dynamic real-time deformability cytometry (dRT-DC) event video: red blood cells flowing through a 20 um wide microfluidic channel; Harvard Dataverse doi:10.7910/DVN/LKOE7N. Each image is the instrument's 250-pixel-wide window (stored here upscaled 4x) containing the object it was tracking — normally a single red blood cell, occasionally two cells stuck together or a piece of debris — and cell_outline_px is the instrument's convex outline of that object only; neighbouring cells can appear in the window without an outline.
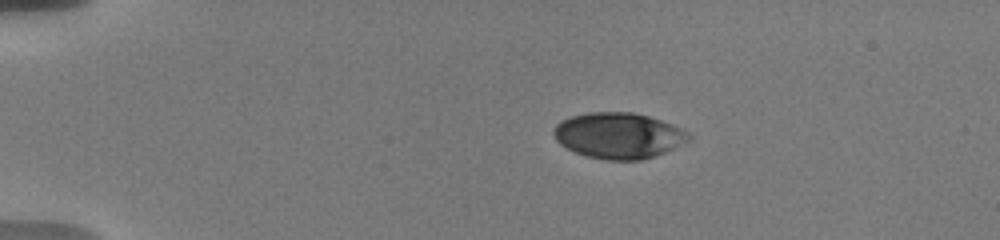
{"species": "human", "species_latin": "Homo sapiens", "temperature_condition": "warm", "stored_images_in_passage": 28, "camera_frame_rate_fps": 3000, "um_per_image_px": 0.085, "donor": {"sex": "male"}, "frame": {"image": 1, "passage_image": 1, "time_ms": 0.0, "image_size_px": [1000, 240], "cell_outline_px": [[692, 140], [664, 152], [640, 160], [604, 160], [588, 156], [576, 152], [560, 144], [556, 140], [552, 132], [552, 128], [560, 120], [572, 116], [588, 112], [632, 112], [648, 116], [660, 120], [680, 128], [688, 132], [692, 136]], "centroid_in_image_um": [52.56, 11.51], "position_along_channel_um": 32.4, "area_um2": 36.07}}
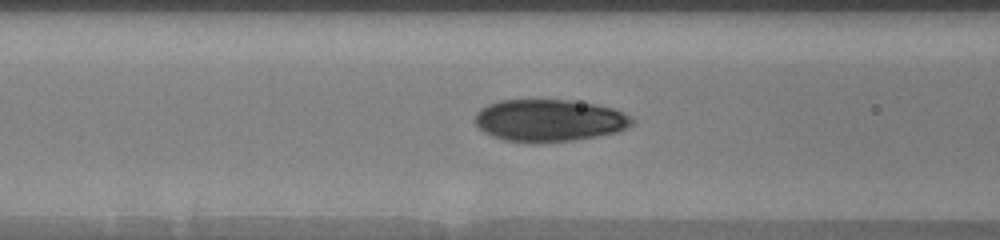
{"frame": {"image": 2, "passage_image": 17, "time_ms": 4.333, "image_size_px": [1000, 240], "cell_outline_px": [[636, 120], [628, 128], [616, 132], [596, 136], [572, 140], [508, 140], [492, 136], [484, 132], [476, 124], [476, 112], [480, 108], [488, 104], [500, 100], [572, 100], [596, 104], [616, 108]], "centroid_in_image_um": [46.73, 10.19], "position_along_channel_um": 119.9, "area_um2": 37.92}}
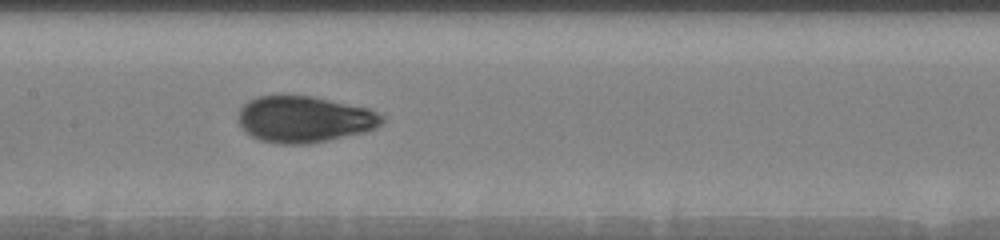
{"frame": {"image": 3, "passage_image": 27, "time_ms": 6.0, "image_size_px": [1000, 240], "cell_outline_px": [[384, 120], [376, 128], [364, 132], [308, 144], [280, 144], [260, 140], [252, 136], [240, 124], [236, 116], [240, 108], [248, 100], [256, 96], [280, 92], [312, 96], [372, 108], [384, 116]], "centroid_in_image_um": [25.85, 10.08], "position_along_channel_um": 181.6, "area_um2": 39.77}}